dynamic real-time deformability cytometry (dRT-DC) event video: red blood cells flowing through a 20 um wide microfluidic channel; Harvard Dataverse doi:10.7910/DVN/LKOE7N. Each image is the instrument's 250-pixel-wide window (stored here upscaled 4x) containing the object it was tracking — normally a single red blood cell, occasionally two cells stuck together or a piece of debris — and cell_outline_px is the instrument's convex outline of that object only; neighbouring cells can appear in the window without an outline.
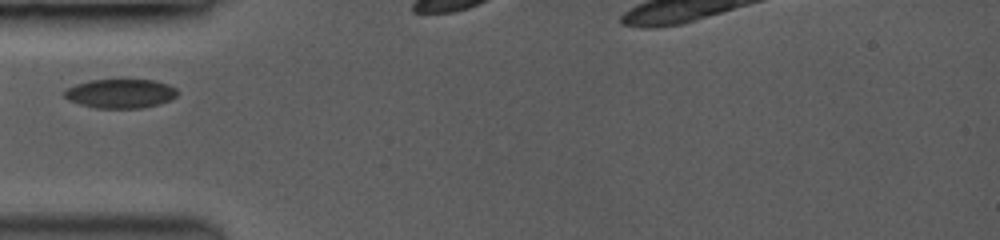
{"species": "common noctule bat (a hibernating species)", "species_latin": "Nyctalus noctula", "temperature_condition": "room temperature", "stored_images_in_passage": 22, "camera_frame_rate_fps": 3500, "um_per_image_px": 0.085, "animal": {"sex": "female", "body_mass_g": 19.0, "forearm_length_mm": 53.3}, "frame": {"image": 1, "passage_image": 1, "time_ms": 0.0, "image_size_px": [1000, 240], "cell_outline_px": [[176, 96], [160, 104], [140, 108], [96, 108], [80, 104], [64, 96], [64, 92], [68, 88], [76, 84], [92, 80], [120, 76], [152, 80], [168, 84], [176, 88]], "centroid_in_image_um": [10.26, 7.9], "position_along_channel_um": 74.7, "area_um2": 19.71}}